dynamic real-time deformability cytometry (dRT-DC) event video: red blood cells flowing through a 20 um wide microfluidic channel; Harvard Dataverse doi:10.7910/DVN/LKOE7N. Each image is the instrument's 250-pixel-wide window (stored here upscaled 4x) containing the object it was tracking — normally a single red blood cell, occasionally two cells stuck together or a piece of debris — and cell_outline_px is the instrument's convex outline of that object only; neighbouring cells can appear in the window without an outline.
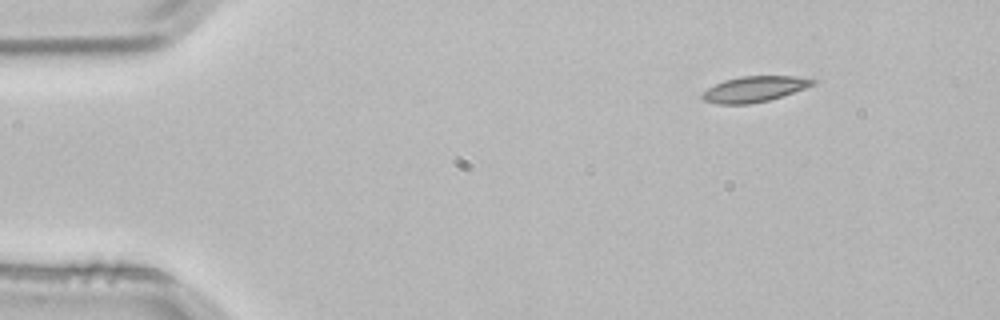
{"species": "common noctule bat (a hibernating species)", "species_latin": "Nyctalus noctula", "temperature_condition": "room temperature", "stored_images_in_passage": 2, "camera_frame_rate_fps": 3000, "um_per_image_px": 0.085, "animal": {"sex": "male", "body_mass_g": 21.5, "forearm_length_mm": 52.0}, "frame": {"image": 1, "passage_image": 1, "time_ms": 0.0, "image_size_px": [1000, 320], "cell_outline_px": [[816, 84], [768, 100], [748, 104], [720, 104], [704, 100], [700, 96], [700, 92], [724, 80], [740, 76], [796, 76], [816, 80]], "centroid_in_image_um": [64.08, 7.56], "position_along_channel_um": 20.9, "area_um2": 16.36}}